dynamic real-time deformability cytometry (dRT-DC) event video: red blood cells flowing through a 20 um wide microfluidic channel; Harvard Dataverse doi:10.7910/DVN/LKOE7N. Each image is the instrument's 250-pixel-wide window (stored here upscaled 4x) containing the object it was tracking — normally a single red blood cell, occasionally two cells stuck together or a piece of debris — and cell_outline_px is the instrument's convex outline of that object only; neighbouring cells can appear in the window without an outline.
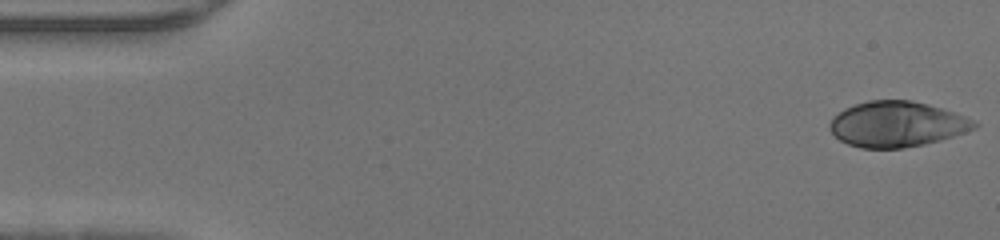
{"species": "human", "species_latin": "Homo sapiens", "temperature_condition": "warm", "stored_images_in_passage": 46, "camera_frame_rate_fps": 3000, "um_per_image_px": 0.085, "donor": {"sex": "male"}, "frame": {"image": 1, "passage_image": 1, "time_ms": 0.0, "image_size_px": [1000, 240], "cell_outline_px": [[980, 124], [976, 128], [940, 140], [924, 144], [904, 148], [860, 148], [848, 144], [840, 140], [828, 128], [828, 124], [832, 116], [844, 108], [868, 100], [912, 100], [928, 104], [964, 116]], "centroid_in_image_um": [76.19, 10.55], "position_along_channel_um": 8.8, "area_um2": 38.26}}
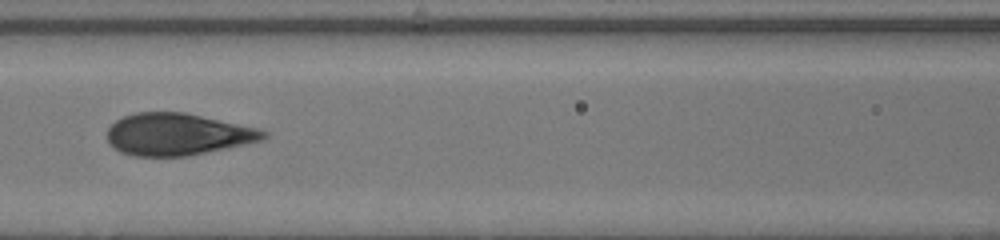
{"frame": {"image": 2, "passage_image": 20, "time_ms": 6.333, "image_size_px": [1000, 240], "cell_outline_px": [[268, 136], [264, 140], [188, 156], [136, 156], [120, 152], [108, 140], [108, 128], [116, 120], [124, 116], [136, 112], [184, 112], [256, 128], [268, 132]], "centroid_in_image_um": [15.09, 11.42], "position_along_channel_um": 151.5, "area_um2": 37.92}}
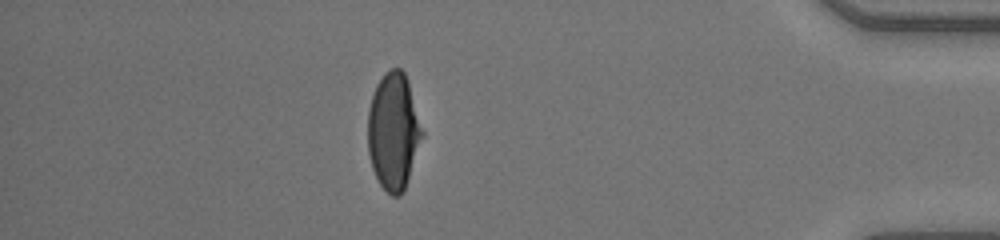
{"frame": {"image": 3, "passage_image": 40, "time_ms": 13.0, "image_size_px": [1000, 240], "cell_outline_px": [[424, 136], [404, 192], [400, 196], [392, 196], [380, 184], [372, 168], [368, 152], [368, 108], [376, 84], [388, 68], [400, 68], [404, 72], [408, 80], [424, 132]], "centroid_in_image_um": [33.46, 11.16], "position_along_channel_um": 401.7, "area_um2": 37.4}}